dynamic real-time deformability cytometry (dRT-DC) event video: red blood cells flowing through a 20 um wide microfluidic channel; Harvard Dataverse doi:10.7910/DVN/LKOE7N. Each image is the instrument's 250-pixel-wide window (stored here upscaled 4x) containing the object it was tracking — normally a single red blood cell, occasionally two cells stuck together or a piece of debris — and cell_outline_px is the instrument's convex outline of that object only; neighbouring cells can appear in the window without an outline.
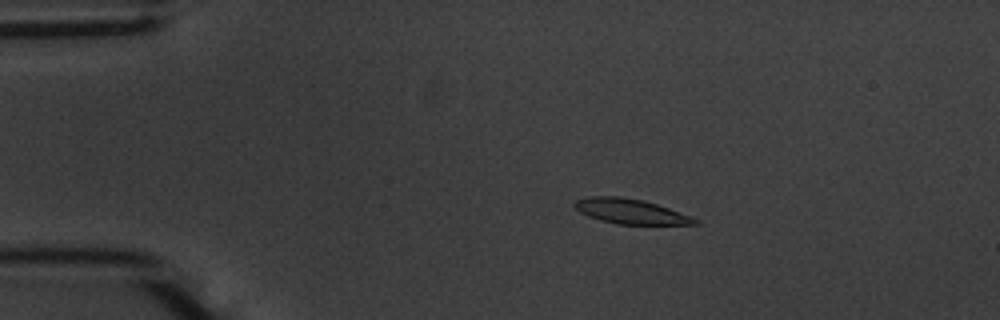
{"species": "common noctule bat (a hibernating species)", "species_latin": "Nyctalus noctula", "temperature_condition": "warm", "stored_images_in_passage": 55, "camera_frame_rate_fps": 3000, "um_per_image_px": 0.085, "animal": {"sex": "male", "body_mass_g": 20.1, "forearm_length_mm": 53.5}, "frame": {"image": 1, "passage_image": 10, "time_ms": 3.0, "image_size_px": [1000, 320], "cell_outline_px": [[700, 224], [616, 224], [600, 220], [588, 216], [580, 212], [572, 204], [576, 200], [588, 196], [620, 196], [644, 200], [668, 208], [700, 220]], "centroid_in_image_um": [53.56, 17.96], "position_along_channel_um": 31.4, "area_um2": 17.4}}
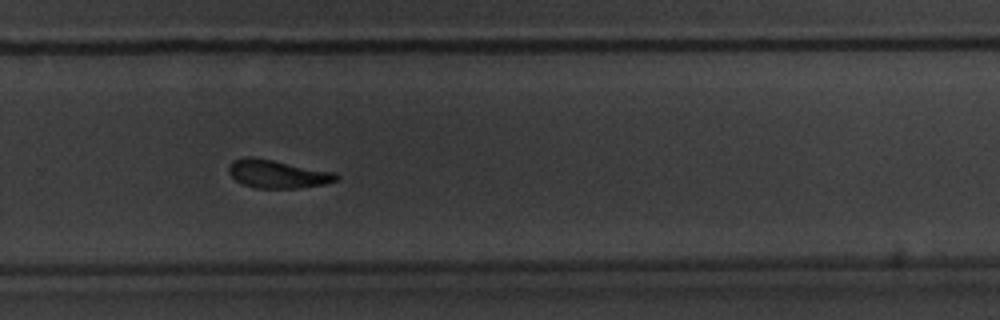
{"frame": {"image": 2, "passage_image": 37, "time_ms": 12.0, "image_size_px": [1000, 320], "cell_outline_px": [[340, 180], [324, 184], [300, 188], [256, 188], [244, 184], [236, 180], [228, 172], [228, 168], [232, 160], [244, 156], [252, 156], [336, 172], [340, 176]], "centroid_in_image_um": [23.61, 14.78], "position_along_channel_um": 306.2, "area_um2": 17.86}}
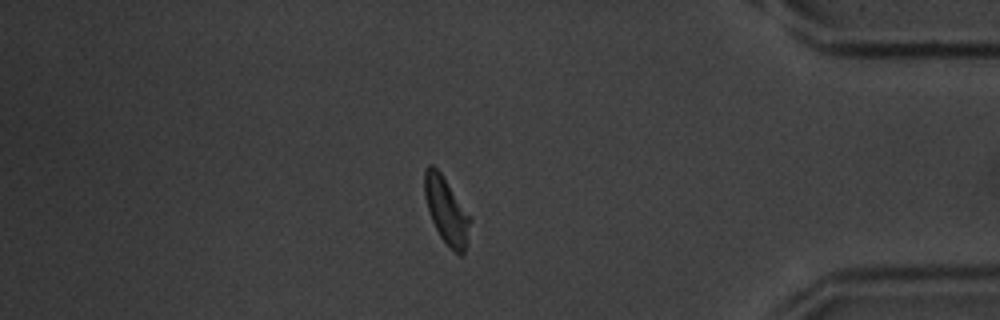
{"frame": {"image": 3, "passage_image": 47, "time_ms": 15.333, "image_size_px": [1000, 320], "cell_outline_px": [[472, 220], [468, 244], [464, 252], [460, 256], [440, 236], [432, 220], [424, 196], [424, 168], [428, 164], [432, 164], [440, 172], [472, 216]], "centroid_in_image_um": [37.98, 17.88], "position_along_channel_um": 397.2, "area_um2": 17.86}, "authors_computed_cell_mechanics": {"area_um2": 17.8602, "velocity_mm_per_s": 3.6457, "shape_relaxation_time_tau1_ms": 3.2269, "shape_relaxation_time_tau2_ms": 5.1423, "deformation_change_tau1": 0.1339, "deformation_change_tau2": 0.1369}}